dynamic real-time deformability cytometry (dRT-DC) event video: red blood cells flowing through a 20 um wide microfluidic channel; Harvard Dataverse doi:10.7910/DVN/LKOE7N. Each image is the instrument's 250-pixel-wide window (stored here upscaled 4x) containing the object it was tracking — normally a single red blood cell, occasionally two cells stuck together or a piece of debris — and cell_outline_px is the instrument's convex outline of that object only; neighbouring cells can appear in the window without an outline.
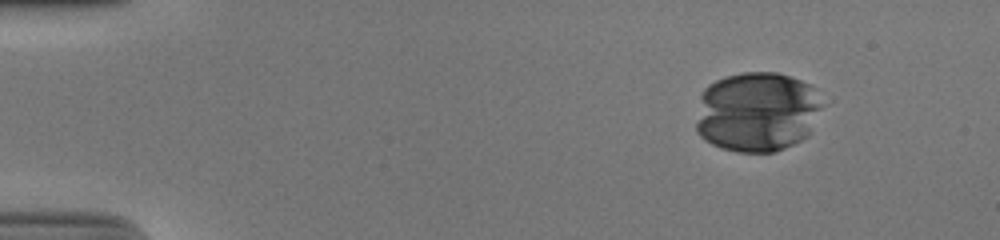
{"species": "human", "species_latin": "Homo sapiens", "temperature_condition": "cold", "stored_images_in_passage": 47, "camera_frame_rate_fps": 3000, "um_per_image_px": 0.085, "donor": {"sex": "male"}, "frame": {"image": 1, "passage_image": 7, "time_ms": 2.0, "image_size_px": [1000, 240], "cell_outline_px": [[828, 104], [808, 136], [784, 148], [772, 152], [736, 152], [720, 148], [704, 140], [696, 132], [696, 124], [700, 96], [704, 88], [708, 84], [724, 76], [744, 72], [776, 72], [812, 84], [816, 88]], "centroid_in_image_um": [64.42, 9.49], "position_along_channel_um": 20.6, "area_um2": 60.34}}
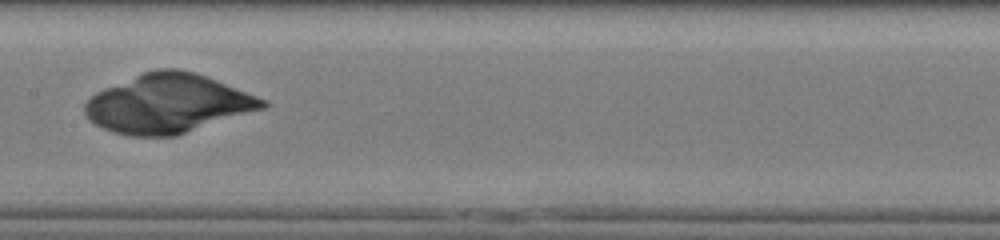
{"frame": {"image": 2, "passage_image": 29, "time_ms": 9.333, "image_size_px": [1000, 240], "cell_outline_px": [[268, 104], [264, 108], [176, 136], [128, 136], [112, 132], [96, 124], [84, 112], [84, 104], [96, 92], [104, 88], [144, 72], [156, 68], [180, 68], [196, 72], [268, 100]], "centroid_in_image_um": [14.29, 8.8], "position_along_channel_um": 193.1, "area_um2": 60.81}}
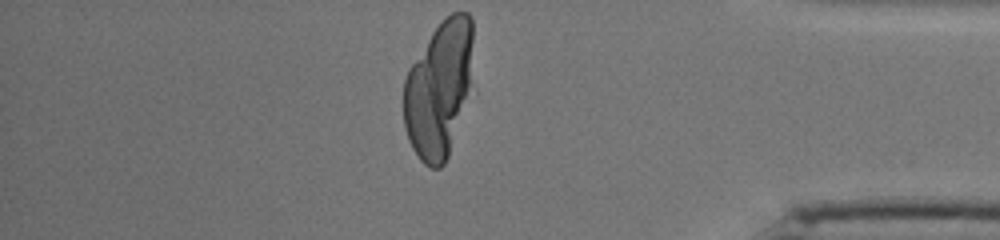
{"frame": {"image": 3, "passage_image": 47, "time_ms": 15.333, "image_size_px": [1000, 240], "cell_outline_px": [[472, 40], [468, 84], [448, 156], [444, 164], [440, 168], [428, 168], [420, 160], [412, 148], [408, 140], [404, 128], [404, 80], [408, 68], [440, 20], [452, 12], [468, 12], [472, 16]], "centroid_in_image_um": [37.23, 7.54], "position_along_channel_um": 398.0, "area_um2": 54.04}}